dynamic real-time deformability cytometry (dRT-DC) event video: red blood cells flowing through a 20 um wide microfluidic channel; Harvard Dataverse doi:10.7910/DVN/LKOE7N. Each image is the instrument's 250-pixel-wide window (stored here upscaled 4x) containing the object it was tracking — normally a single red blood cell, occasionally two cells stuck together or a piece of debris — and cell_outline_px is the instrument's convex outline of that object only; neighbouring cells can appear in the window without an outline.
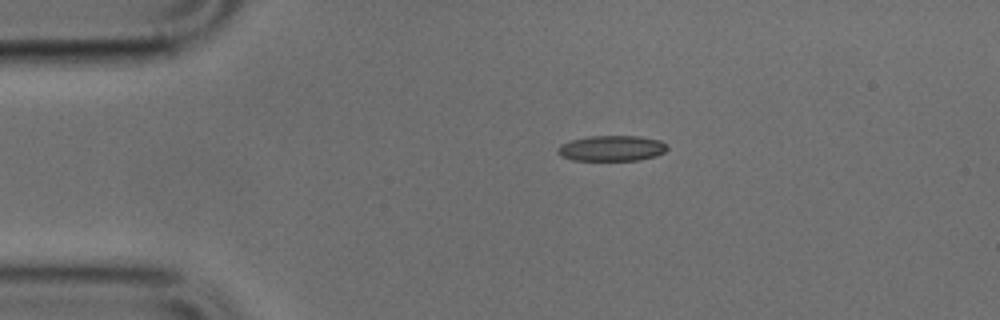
{"species": "common noctule bat (a hibernating species)", "species_latin": "Nyctalus noctula", "temperature_condition": "cold", "stored_images_in_passage": 42, "camera_frame_rate_fps": 3000, "um_per_image_px": 0.085, "animal": {"sex": "male", "body_mass_g": 17.9, "forearm_length_mm": 54.2}, "frame": {"image": 1, "passage_image": 1, "time_ms": 0.0, "image_size_px": [1000, 320], "cell_outline_px": [[668, 148], [664, 152], [656, 156], [640, 160], [572, 160], [560, 156], [556, 152], [556, 148], [560, 144], [572, 140], [588, 136], [640, 136], [660, 140], [668, 144]], "centroid_in_image_um": [51.99, 12.6], "position_along_channel_um": 33.0, "area_um2": 16.53}}
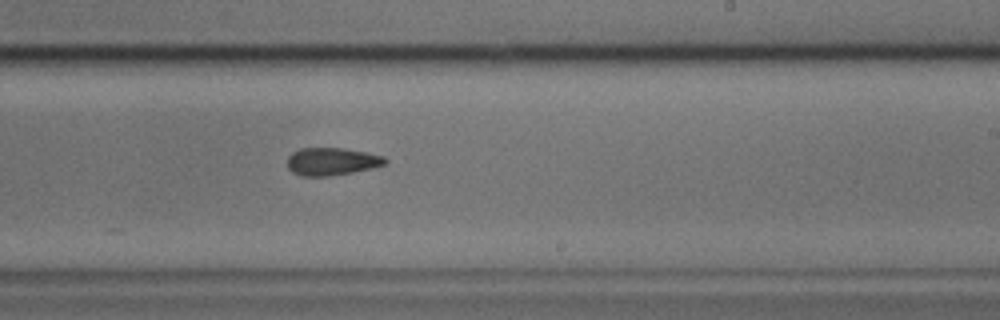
{"frame": {"image": 2, "passage_image": 21, "time_ms": 6.667, "image_size_px": [1000, 320], "cell_outline_px": [[388, 160], [384, 164], [372, 168], [352, 172], [328, 176], [304, 176], [292, 172], [288, 168], [288, 156], [292, 152], [300, 148], [344, 148], [384, 156]], "centroid_in_image_um": [28.18, 13.72], "position_along_channel_um": 260.8, "area_um2": 15.66}}
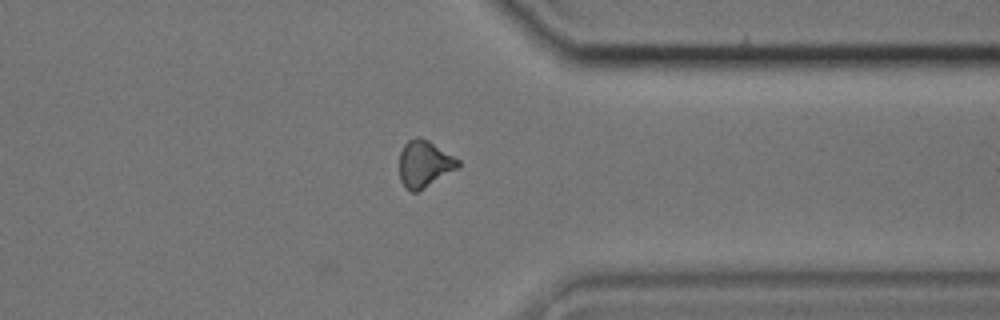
{"frame": {"image": 3, "passage_image": 30, "time_ms": 9.667, "image_size_px": [1000, 320], "cell_outline_px": [[460, 168], [416, 192], [412, 192], [404, 188], [400, 180], [400, 152], [404, 144], [408, 140], [416, 136], [420, 136], [428, 140], [460, 160]], "centroid_in_image_um": [36.07, 13.93], "position_along_channel_um": 375.3, "area_um2": 16.13}}